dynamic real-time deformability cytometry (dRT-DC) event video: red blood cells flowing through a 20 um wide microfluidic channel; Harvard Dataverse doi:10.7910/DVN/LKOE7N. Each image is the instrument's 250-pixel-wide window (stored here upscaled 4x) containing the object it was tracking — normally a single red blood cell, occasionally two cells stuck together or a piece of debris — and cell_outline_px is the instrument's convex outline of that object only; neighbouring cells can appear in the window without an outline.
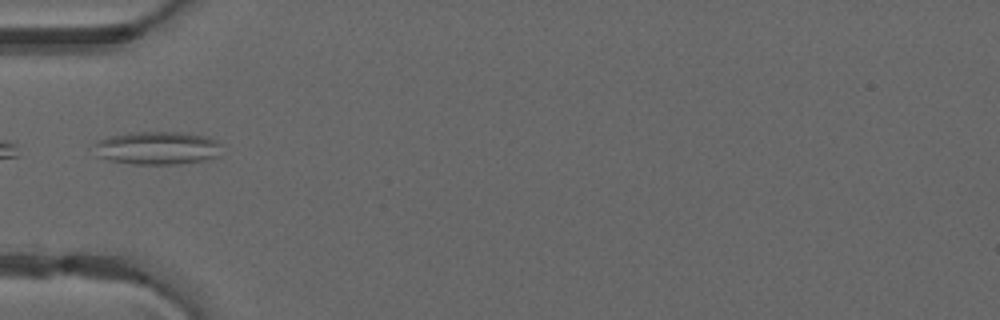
{"species": "common noctule bat (a hibernating species)", "species_latin": "Nyctalus noctula", "temperature_condition": "warm", "stored_images_in_passage": 5, "camera_frame_rate_fps": 3000, "um_per_image_px": 0.085, "animal": {"sex": "male", "forearm_length_mm": 52.5}, "frame": {"image": 1, "passage_image": 1, "time_ms": 0.0, "image_size_px": [1000, 320], "cell_outline_px": [[220, 156], [204, 160], [176, 164], [132, 164], [112, 160], [96, 156], [96, 140], [108, 136], [128, 132], [180, 132], [208, 136], [216, 140], [220, 144]], "centroid_in_image_um": [13.38, 12.57], "position_along_channel_um": 71.6, "area_um2": 24.74}}